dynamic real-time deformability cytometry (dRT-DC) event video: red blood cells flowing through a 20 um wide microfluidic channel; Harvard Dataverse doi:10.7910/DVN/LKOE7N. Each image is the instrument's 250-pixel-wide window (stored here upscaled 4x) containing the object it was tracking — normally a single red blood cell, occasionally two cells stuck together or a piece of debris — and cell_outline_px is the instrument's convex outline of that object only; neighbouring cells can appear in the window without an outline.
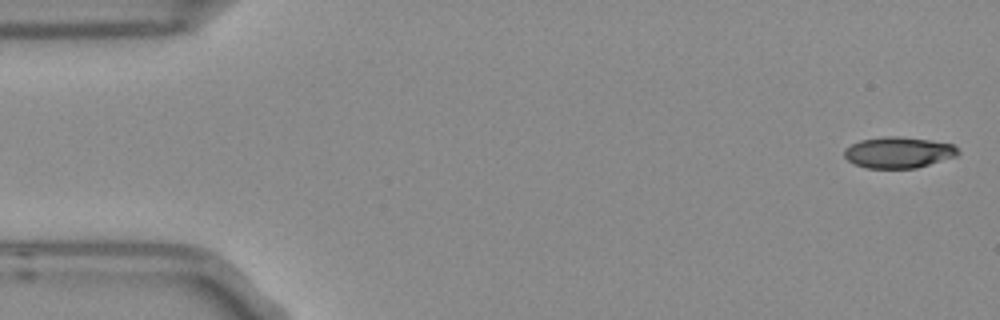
{"species": "Egyptian fruit bat (a non-hibernating species)", "species_latin": "Rousettus aegyptiacus", "temperature_condition": "room temperature", "stored_images_in_passage": 8, "camera_frame_rate_fps": 3000, "um_per_image_px": 0.085, "frame": {"image": 1, "passage_image": 1, "time_ms": 0.0, "image_size_px": [1000, 320], "cell_outline_px": [[960, 152], [956, 156], [916, 168], [868, 168], [856, 164], [848, 160], [844, 156], [844, 148], [860, 140], [884, 136], [896, 136], [928, 140], [952, 144]], "centroid_in_image_um": [76.34, 12.95], "position_along_channel_um": 8.7, "area_um2": 20.4}}
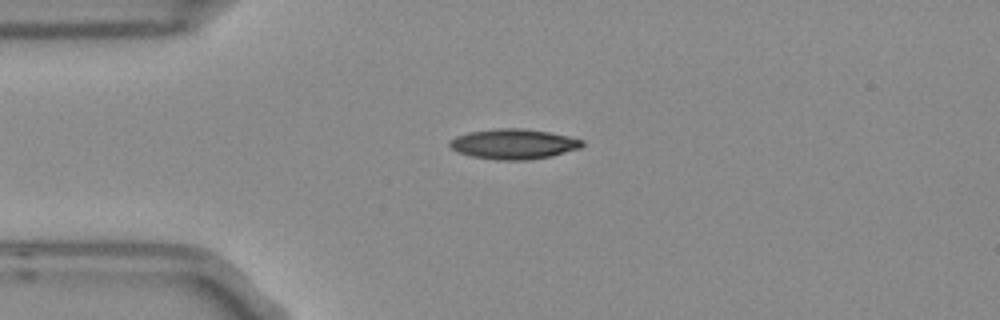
{"frame": {"image": 2, "passage_image": 4, "time_ms": 1.0, "image_size_px": [1000, 320], "cell_outline_px": [[584, 144], [580, 148], [552, 156], [528, 160], [496, 160], [472, 156], [460, 152], [452, 148], [448, 144], [456, 136], [468, 132], [496, 128], [520, 128], [548, 132], [568, 136], [584, 140]], "centroid_in_image_um": [43.68, 12.24], "position_along_channel_um": 41.3, "area_um2": 23.18}}
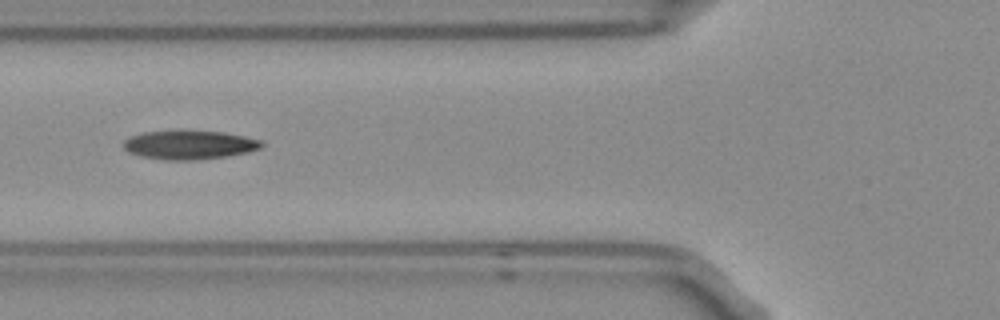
{"frame": {"image": 3, "passage_image": 6, "time_ms": 1.667, "image_size_px": [1000, 320], "cell_outline_px": [[264, 144], [260, 148], [248, 152], [224, 156], [196, 160], [164, 160], [140, 156], [128, 152], [124, 148], [124, 140], [132, 136], [144, 132], [176, 128], [184, 128], [224, 132], [244, 136], [260, 140]], "centroid_in_image_um": [16.06, 12.27], "position_along_channel_um": 109.7, "area_um2": 23.93}}